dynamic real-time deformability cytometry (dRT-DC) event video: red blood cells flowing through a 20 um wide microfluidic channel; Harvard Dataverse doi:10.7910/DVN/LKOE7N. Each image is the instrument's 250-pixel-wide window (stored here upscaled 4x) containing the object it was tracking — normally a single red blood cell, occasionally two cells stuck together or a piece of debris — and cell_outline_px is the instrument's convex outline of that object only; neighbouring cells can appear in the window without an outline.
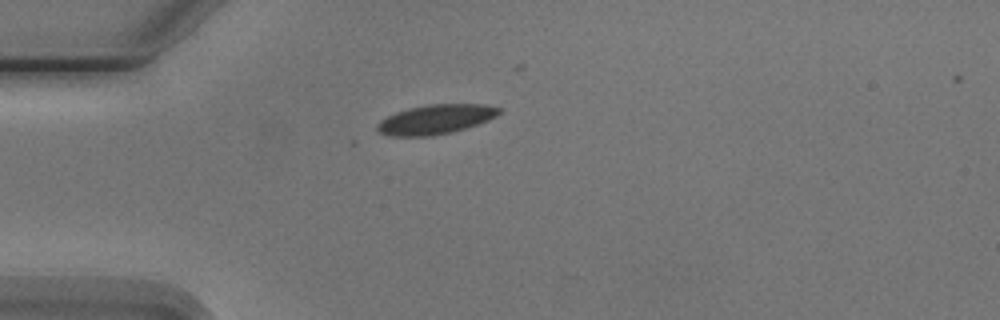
{"species": "Egyptian fruit bat (a non-hibernating species)", "species_latin": "Rousettus aegyptiacus", "temperature_condition": "cold", "stored_images_in_passage": 2, "camera_frame_rate_fps": 3000, "um_per_image_px": 0.085, "animal": {"sex": "male"}, "frame": {"image": 1, "passage_image": 1, "time_ms": 0.0, "image_size_px": [1000, 320], "cell_outline_px": [[500, 112], [496, 116], [488, 120], [464, 128], [432, 136], [388, 136], [380, 132], [376, 128], [376, 124], [380, 120], [396, 112], [408, 108], [428, 104], [484, 104], [500, 108]], "centroid_in_image_um": [36.99, 10.14], "position_along_channel_um": 48.0, "area_um2": 20.75}}